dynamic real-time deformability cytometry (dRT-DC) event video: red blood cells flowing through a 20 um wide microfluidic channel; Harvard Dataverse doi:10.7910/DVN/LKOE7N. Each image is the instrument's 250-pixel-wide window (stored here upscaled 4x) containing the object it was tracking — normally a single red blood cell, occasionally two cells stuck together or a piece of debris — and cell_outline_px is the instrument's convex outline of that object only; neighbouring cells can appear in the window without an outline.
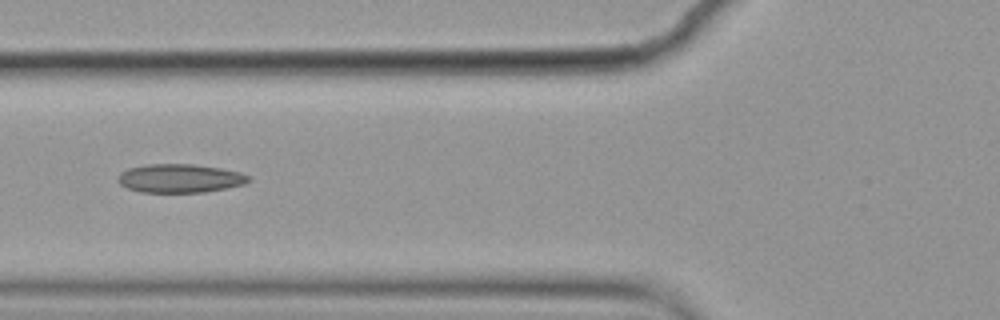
{"species": "common noctule bat (a hibernating species)", "species_latin": "Nyctalus noctula", "temperature_condition": "cold", "stored_images_in_passage": 11, "camera_frame_rate_fps": 3000, "um_per_image_px": 0.085, "animal": {"sex": "female", "body_mass_g": 19.9}, "frame": {"image": 1, "passage_image": 4, "time_ms": 1.0, "image_size_px": [1000, 320], "cell_outline_px": [[252, 180], [244, 184], [228, 188], [204, 192], [140, 192], [128, 188], [120, 184], [116, 180], [116, 176], [120, 172], [128, 168], [148, 164], [192, 164], [220, 168], [240, 172], [248, 176]], "centroid_in_image_um": [15.27, 15.16], "position_along_channel_um": 110.5, "area_um2": 21.91}}
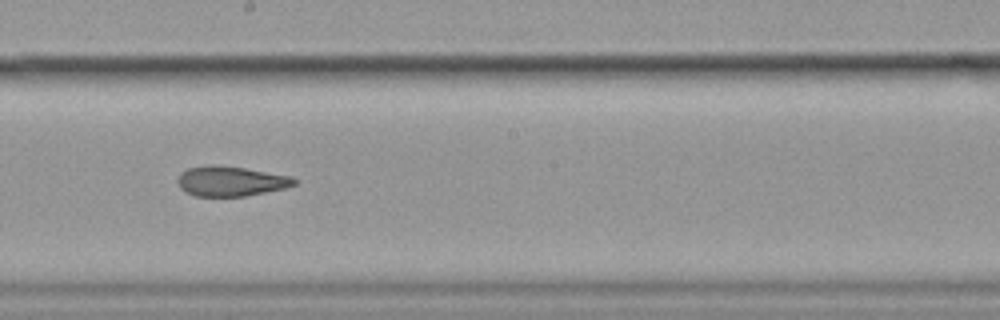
{"frame": {"image": 2, "passage_image": 7, "time_ms": 2.0, "image_size_px": [1000, 320], "cell_outline_px": [[296, 184], [284, 188], [244, 196], [196, 196], [184, 192], [180, 188], [176, 180], [180, 172], [188, 168], [212, 164], [216, 164], [244, 168], [292, 176], [296, 180]], "centroid_in_image_um": [19.56, 15.39], "position_along_channel_um": 228.6, "area_um2": 20.4}}
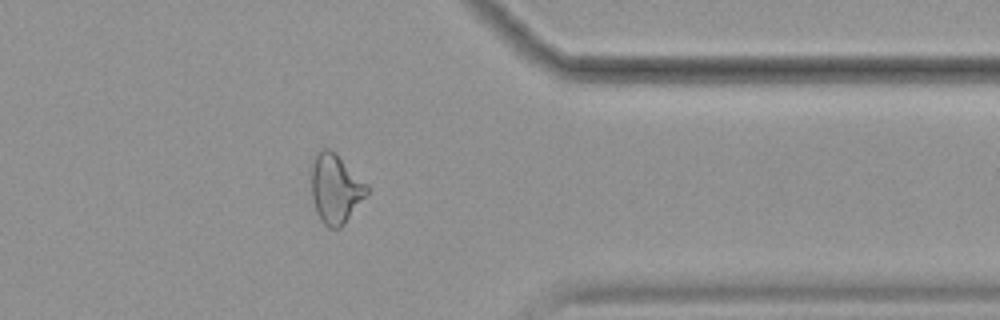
{"frame": {"image": 3, "passage_image": 11, "time_ms": 3.333, "image_size_px": [1000, 320], "cell_outline_px": [[368, 192], [344, 224], [340, 228], [328, 228], [320, 220], [316, 212], [312, 196], [308, 176], [316, 152], [324, 148], [328, 148], [336, 152], [368, 184]], "centroid_in_image_um": [28.47, 16.0], "position_along_channel_um": 382.9, "area_um2": 22.89}}